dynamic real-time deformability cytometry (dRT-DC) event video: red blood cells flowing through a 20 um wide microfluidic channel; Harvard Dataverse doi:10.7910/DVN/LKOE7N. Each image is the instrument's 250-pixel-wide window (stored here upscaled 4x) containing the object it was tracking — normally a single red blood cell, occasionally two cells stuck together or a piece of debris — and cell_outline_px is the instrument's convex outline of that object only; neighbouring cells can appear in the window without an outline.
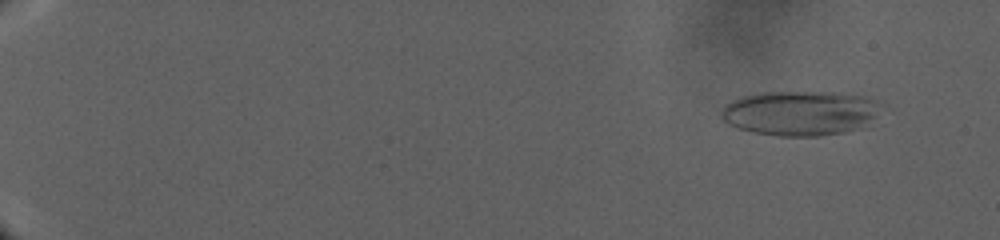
{"species": "human", "species_latin": "Homo sapiens", "temperature_condition": "warm", "stored_images_in_passage": 136, "camera_frame_rate_fps": 3000, "um_per_image_px": 0.085, "donor": {"sex": "male"}, "frame": {"image": 1, "passage_image": 9, "time_ms": 2.667, "image_size_px": [1000, 240], "cell_outline_px": [[884, 104], [876, 116], [864, 128], [844, 132], [820, 136], [776, 136], [752, 132], [728, 124], [720, 116], [720, 112], [732, 100], [740, 96], [760, 92], [832, 92], [864, 96]], "centroid_in_image_um": [68.05, 9.61], "position_along_channel_um": 17.0, "area_um2": 42.08}}
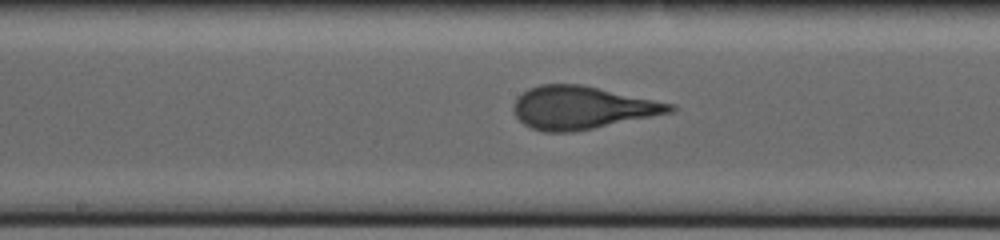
{"frame": {"image": 2, "passage_image": 80, "time_ms": 26.0, "image_size_px": [1000, 240], "cell_outline_px": [[676, 108], [672, 112], [576, 132], [544, 132], [532, 128], [524, 124], [512, 112], [512, 108], [516, 96], [528, 88], [540, 84], [580, 84], [676, 104]], "centroid_in_image_um": [49.43, 9.15], "position_along_channel_um": 198.8, "area_um2": 39.25}}
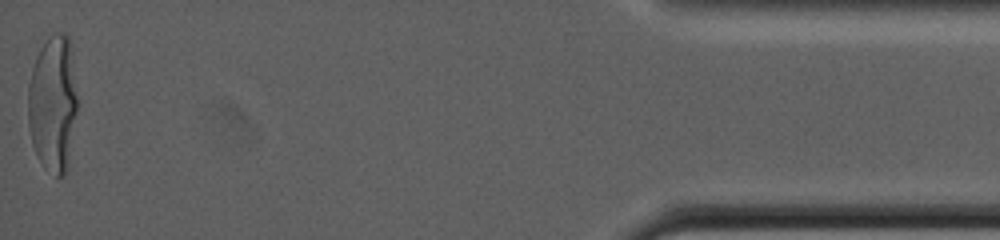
{"frame": {"image": 3, "passage_image": 136, "time_ms": 44.667, "image_size_px": [1000, 240], "cell_outline_px": [[76, 112], [68, 168], [64, 176], [56, 176], [44, 168], [36, 156], [32, 144], [28, 124], [28, 84], [32, 68], [36, 56], [40, 48], [48, 36], [52, 32], [64, 32], [68, 36], [72, 44], [76, 96]], "centroid_in_image_um": [4.49, 8.78], "position_along_channel_um": 430.7, "area_um2": 39.88}}